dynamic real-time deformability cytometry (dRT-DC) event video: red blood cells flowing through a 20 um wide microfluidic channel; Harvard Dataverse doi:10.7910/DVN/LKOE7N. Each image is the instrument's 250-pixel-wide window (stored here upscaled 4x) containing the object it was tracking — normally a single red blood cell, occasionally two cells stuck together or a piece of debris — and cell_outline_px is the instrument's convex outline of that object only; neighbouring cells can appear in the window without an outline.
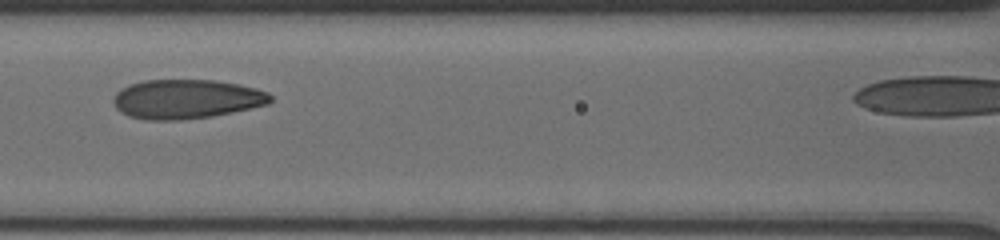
{"species": "human", "species_latin": "Homo sapiens", "temperature_condition": "cold", "stored_images_in_passage": 5, "camera_frame_rate_fps": 3000, "um_per_image_px": 0.085, "donor": {"sex": "male"}, "frame": {"image": 1, "passage_image": 4, "time_ms": 3.0, "image_size_px": [1000, 240], "cell_outline_px": [[272, 100], [268, 104], [232, 112], [212, 116], [180, 120], [144, 120], [128, 116], [120, 112], [116, 108], [112, 100], [116, 92], [120, 88], [128, 84], [144, 80], [216, 80], [240, 84], [256, 88], [268, 92], [272, 96]], "centroid_in_image_um": [15.82, 8.42], "position_along_channel_um": 150.8, "area_um2": 36.3}}